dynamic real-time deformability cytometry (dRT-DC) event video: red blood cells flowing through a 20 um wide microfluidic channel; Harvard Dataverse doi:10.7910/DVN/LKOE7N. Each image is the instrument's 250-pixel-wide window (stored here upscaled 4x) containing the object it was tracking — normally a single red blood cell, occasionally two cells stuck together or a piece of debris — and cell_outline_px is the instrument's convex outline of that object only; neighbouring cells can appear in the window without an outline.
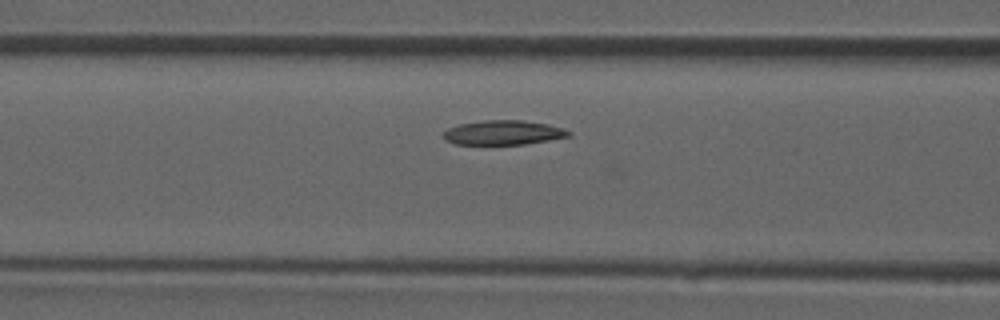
{"species": "common noctule bat (a hibernating species)", "species_latin": "Nyctalus noctula", "temperature_condition": "room temperature", "stored_images_in_passage": 21, "camera_frame_rate_fps": 3000, "um_per_image_px": 0.085, "animal": {"sex": "male", "forearm_length_mm": 52.5}, "frame": {"image": 1, "passage_image": 19, "time_ms": 6.0, "image_size_px": [1000, 320], "cell_outline_px": [[572, 136], [524, 144], [452, 144], [444, 140], [444, 132], [448, 128], [460, 124], [484, 120], [524, 120], [548, 124], [564, 128], [572, 132]], "centroid_in_image_um": [42.8, 11.27], "position_along_channel_um": 123.8, "area_um2": 17.92}}